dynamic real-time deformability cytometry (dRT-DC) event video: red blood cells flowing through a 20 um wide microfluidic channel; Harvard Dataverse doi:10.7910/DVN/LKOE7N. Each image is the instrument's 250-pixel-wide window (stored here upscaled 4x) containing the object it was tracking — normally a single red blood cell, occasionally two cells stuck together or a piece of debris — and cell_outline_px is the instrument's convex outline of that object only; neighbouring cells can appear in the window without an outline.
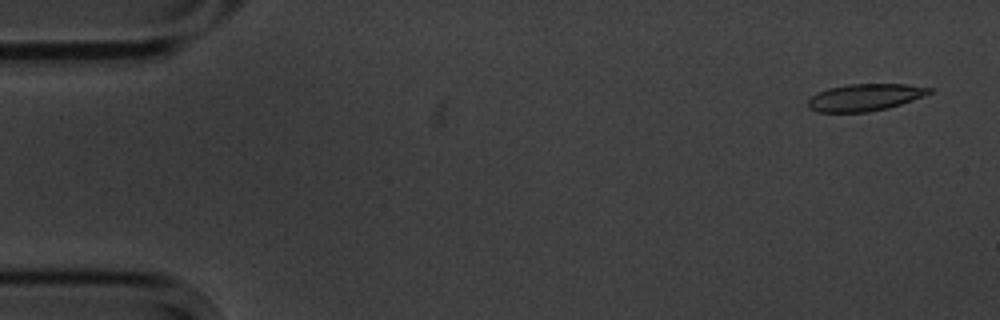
{"species": "common noctule bat (a hibernating species)", "species_latin": "Nyctalus noctula", "temperature_condition": "cold", "stored_images_in_passage": 10, "camera_frame_rate_fps": 3000, "um_per_image_px": 0.085, "animal": {"sex": "male", "body_mass_g": 20.1, "forearm_length_mm": 53.5}, "frame": {"image": 1, "passage_image": 1, "time_ms": 0.0, "image_size_px": [1000, 320], "cell_outline_px": [[932, 92], [924, 96], [888, 108], [868, 112], [820, 112], [808, 108], [808, 100], [812, 96], [828, 88], [848, 84], [908, 84], [932, 88]], "centroid_in_image_um": [73.53, 8.27], "position_along_channel_um": 11.5, "area_um2": 19.02}}
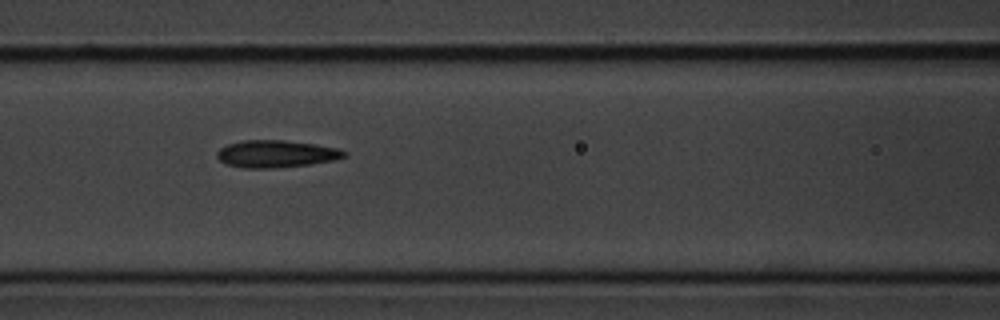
{"frame": {"image": 2, "passage_image": 7, "time_ms": 7.0, "image_size_px": [1000, 320], "cell_outline_px": [[348, 156], [336, 160], [308, 164], [276, 168], [244, 168], [224, 164], [216, 156], [216, 152], [220, 148], [228, 144], [244, 140], [284, 140], [316, 144], [336, 148], [348, 152]], "centroid_in_image_um": [23.48, 13.08], "position_along_channel_um": 143.1, "area_um2": 20.35}}
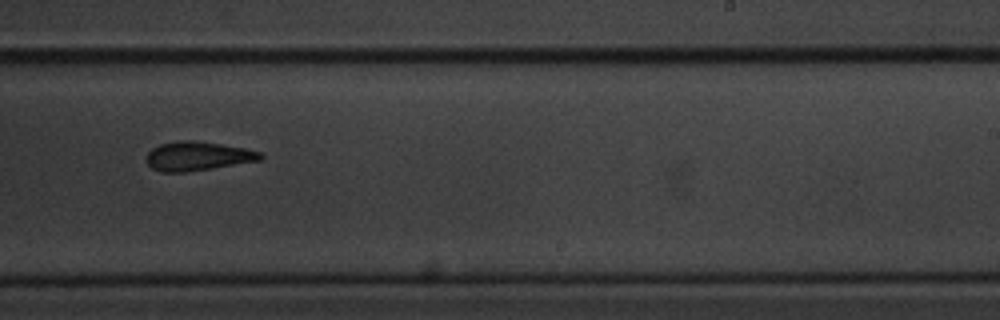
{"frame": {"image": 3, "passage_image": 10, "time_ms": 10.667, "image_size_px": [1000, 320], "cell_outline_px": [[264, 156], [260, 160], [212, 168], [184, 172], [160, 172], [152, 168], [144, 160], [148, 152], [152, 148], [160, 144], [180, 140], [192, 140], [220, 144], [244, 148], [260, 152]], "centroid_in_image_um": [16.75, 13.27], "position_along_channel_um": 272.3, "area_um2": 19.19}}